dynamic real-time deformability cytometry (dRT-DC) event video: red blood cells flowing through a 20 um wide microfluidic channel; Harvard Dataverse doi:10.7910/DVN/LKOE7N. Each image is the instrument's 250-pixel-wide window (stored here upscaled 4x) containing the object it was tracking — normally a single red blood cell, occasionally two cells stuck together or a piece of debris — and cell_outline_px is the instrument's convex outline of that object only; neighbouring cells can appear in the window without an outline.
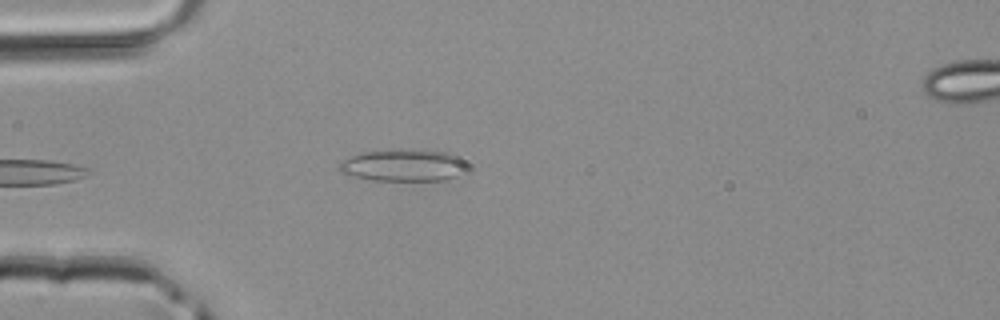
{"species": "common noctule bat (a hibernating species)", "species_latin": "Nyctalus noctula", "temperature_condition": "room temperature", "stored_images_in_passage": 5, "segment_of_instrument_passage": [1, 2], "camera_frame_rate_fps": 3000, "um_per_image_px": 0.085, "animal": {"sex": "male", "body_mass_g": 20.4}, "frame": {"image": 1, "passage_image": 4, "time_ms": 1.0, "image_size_px": [1000, 320], "cell_outline_px": [[468, 168], [456, 176], [444, 180], [372, 180], [348, 176], [340, 172], [336, 164], [340, 160], [364, 152], [400, 148], [448, 152], [456, 156], [468, 164]], "centroid_in_image_um": [34.23, 14.04], "position_along_channel_um": 50.8, "area_um2": 24.22}}